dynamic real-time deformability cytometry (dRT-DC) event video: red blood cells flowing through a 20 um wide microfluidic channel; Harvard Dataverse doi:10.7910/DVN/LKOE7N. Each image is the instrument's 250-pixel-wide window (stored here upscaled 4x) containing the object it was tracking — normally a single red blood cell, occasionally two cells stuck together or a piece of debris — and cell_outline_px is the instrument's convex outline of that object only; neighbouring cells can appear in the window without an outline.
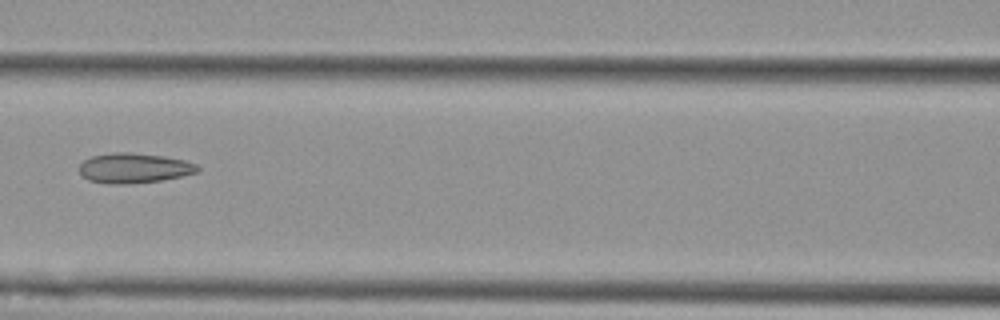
{"species": "Egyptian fruit bat (a non-hibernating species)", "species_latin": "Rousettus aegyptiacus", "temperature_condition": "cold", "stored_images_in_passage": 8, "camera_frame_rate_fps": 3000, "um_per_image_px": 0.085, "animal": {"sex": "female"}, "frame": {"image": 1, "passage_image": 7, "time_ms": 7.333, "image_size_px": [1000, 320], "cell_outline_px": [[200, 168], [196, 172], [180, 176], [160, 180], [124, 184], [108, 184], [88, 180], [80, 172], [80, 164], [84, 160], [92, 156], [112, 152], [132, 152], [164, 156], [184, 160], [196, 164]], "centroid_in_image_um": [11.37, 14.27], "position_along_channel_um": 155.2, "area_um2": 20.52}}
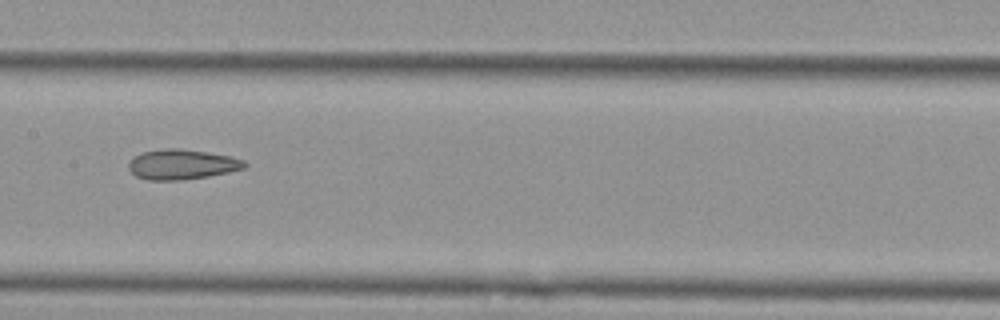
{"frame": {"image": 2, "passage_image": 8, "time_ms": 8.333, "image_size_px": [1000, 320], "cell_outline_px": [[248, 164], [244, 168], [228, 172], [208, 176], [184, 180], [148, 180], [136, 176], [128, 168], [128, 164], [132, 156], [140, 152], [164, 148], [180, 148], [208, 152], [232, 156], [244, 160]], "centroid_in_image_um": [15.44, 13.96], "position_along_channel_um": 192.0, "area_um2": 20.58}}